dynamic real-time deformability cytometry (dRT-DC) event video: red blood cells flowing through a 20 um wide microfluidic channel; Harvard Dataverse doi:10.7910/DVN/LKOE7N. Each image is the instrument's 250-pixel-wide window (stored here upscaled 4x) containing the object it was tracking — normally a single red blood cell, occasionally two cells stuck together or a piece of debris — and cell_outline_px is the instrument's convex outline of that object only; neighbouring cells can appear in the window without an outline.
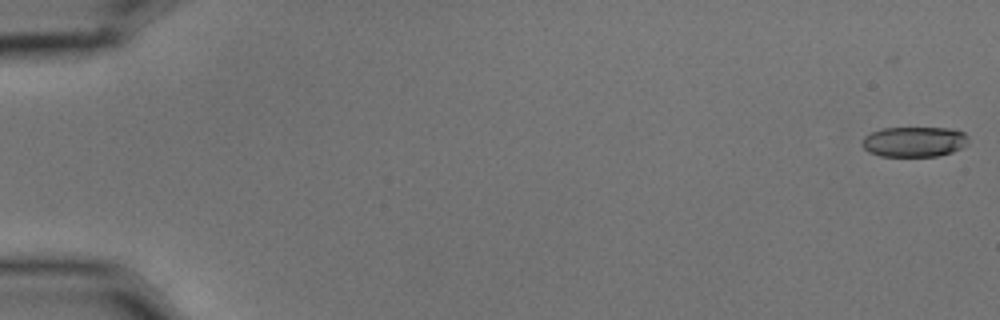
{"species": "common noctule bat (a hibernating species)", "species_latin": "Nyctalus noctula", "temperature_condition": "cold", "stored_images_in_passage": 8, "camera_frame_rate_fps": 3000, "um_per_image_px": 0.085, "animal": {"sex": "male", "body_mass_g": 15.6}, "frame": {"image": 1, "passage_image": 1, "time_ms": 0.0, "image_size_px": [1000, 320], "cell_outline_px": [[968, 144], [952, 152], [936, 156], [880, 156], [868, 152], [860, 144], [860, 140], [864, 136], [872, 132], [884, 128], [952, 128], [964, 132], [968, 136]], "centroid_in_image_um": [77.69, 12.04], "position_along_channel_um": 7.3, "area_um2": 18.9}}
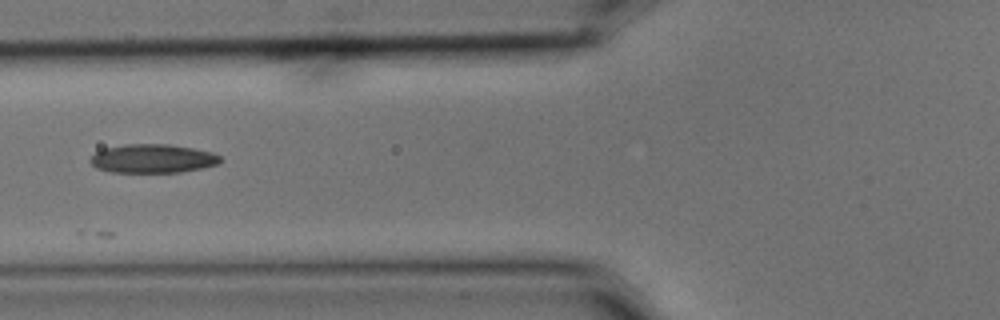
{"frame": {"image": 2, "passage_image": 7, "time_ms": 2.0, "image_size_px": [1000, 320], "cell_outline_px": [[220, 160], [216, 164], [200, 168], [180, 172], [112, 172], [96, 168], [88, 160], [96, 152], [104, 148], [124, 144], [168, 144], [192, 148], [212, 152], [220, 156]], "centroid_in_image_um": [12.93, 13.47], "position_along_channel_um": 112.9, "area_um2": 21.62}}
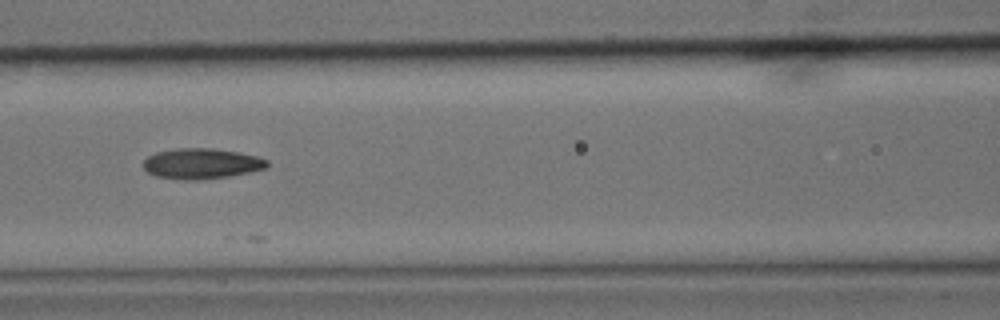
{"frame": {"image": 3, "passage_image": 8, "time_ms": 2.333, "image_size_px": [1000, 320], "cell_outline_px": [[268, 164], [264, 168], [248, 172], [228, 176], [196, 180], [188, 180], [156, 176], [148, 172], [144, 168], [144, 160], [148, 156], [156, 152], [176, 148], [212, 148], [240, 152], [256, 156], [268, 160]], "centroid_in_image_um": [17.11, 13.89], "position_along_channel_um": 149.5, "area_um2": 21.79}}